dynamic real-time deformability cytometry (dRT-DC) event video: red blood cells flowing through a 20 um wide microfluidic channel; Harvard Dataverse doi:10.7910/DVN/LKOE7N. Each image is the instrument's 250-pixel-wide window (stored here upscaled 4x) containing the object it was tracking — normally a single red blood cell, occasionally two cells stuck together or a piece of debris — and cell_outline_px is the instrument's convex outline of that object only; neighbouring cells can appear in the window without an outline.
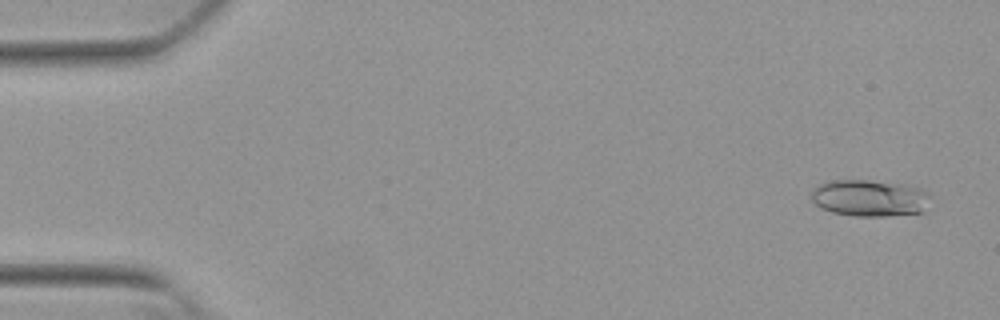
{"species": "Egyptian fruit bat (a non-hibernating species)", "species_latin": "Rousettus aegyptiacus", "temperature_condition": "warm", "stored_images_in_passage": 53, "camera_frame_rate_fps": 3000, "um_per_image_px": 0.085, "animal": {"sex": "female"}, "frame": {"image": 1, "passage_image": 3, "time_ms": 0.667, "image_size_px": [1000, 320], "cell_outline_px": [[932, 196], [924, 212], [888, 216], [856, 216], [832, 212], [820, 208], [812, 200], [812, 188], [820, 184], [832, 180], [868, 180], [904, 184], [920, 188]], "centroid_in_image_um": [73.94, 16.83], "position_along_channel_um": 11.1, "area_um2": 25.66}}
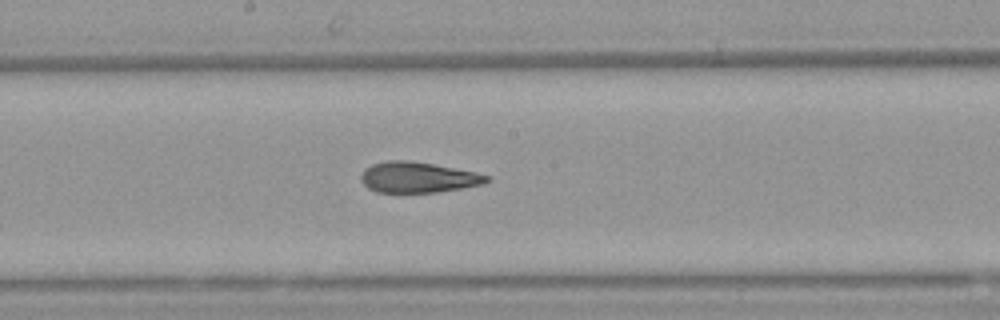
{"frame": {"image": 2, "passage_image": 29, "time_ms": 9.333, "image_size_px": [1000, 320], "cell_outline_px": [[492, 180], [484, 184], [436, 192], [376, 192], [368, 188], [360, 180], [360, 176], [364, 168], [372, 164], [388, 160], [408, 160], [432, 164], [476, 172], [492, 176]], "centroid_in_image_um": [35.53, 15.07], "position_along_channel_um": 212.7, "area_um2": 22.54}}
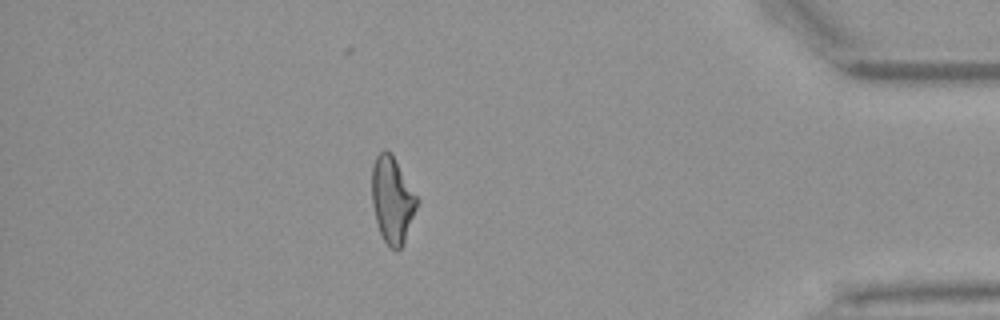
{"frame": {"image": 3, "passage_image": 47, "time_ms": 15.333, "image_size_px": [1000, 320], "cell_outline_px": [[416, 208], [404, 240], [400, 248], [396, 252], [384, 240], [380, 232], [376, 220], [372, 204], [372, 164], [376, 156], [384, 148], [392, 156], [416, 196]], "centroid_in_image_um": [33.29, 16.99], "position_along_channel_um": 401.9, "area_um2": 21.79}, "authors_computed_cell_mechanics": {"area_um2": 23.2934, "velocity_mm_per_s": 3.847, "shape_relaxation_time_tau1_ms": null, "shape_relaxation_time_tau2_ms": 2.3458, "deformation_change_tau1": null, "deformation_change_tau2": 0.1095}}